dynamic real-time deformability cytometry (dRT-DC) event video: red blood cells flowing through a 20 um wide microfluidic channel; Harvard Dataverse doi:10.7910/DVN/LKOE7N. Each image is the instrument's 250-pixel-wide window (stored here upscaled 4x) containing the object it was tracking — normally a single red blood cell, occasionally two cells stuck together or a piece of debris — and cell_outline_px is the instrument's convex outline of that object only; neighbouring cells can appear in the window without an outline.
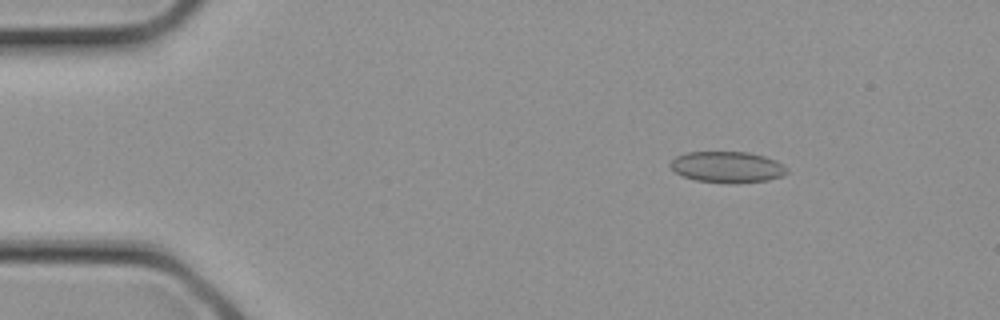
{"species": "common noctule bat (a hibernating species)", "species_latin": "Nyctalus noctula", "temperature_condition": "cold", "stored_images_in_passage": 17, "camera_frame_rate_fps": 3000, "um_per_image_px": 0.085, "animal": {"sex": "female", "body_mass_g": 21.9}, "frame": {"image": 1, "passage_image": 4, "time_ms": 1.0, "image_size_px": [1000, 320], "cell_outline_px": [[788, 172], [780, 176], [768, 180], [732, 184], [696, 180], [684, 176], [676, 172], [668, 164], [676, 156], [688, 152], [748, 152], [764, 156], [776, 160], [784, 164], [788, 168]], "centroid_in_image_um": [61.84, 14.2], "position_along_channel_um": 23.2, "area_um2": 21.21}}
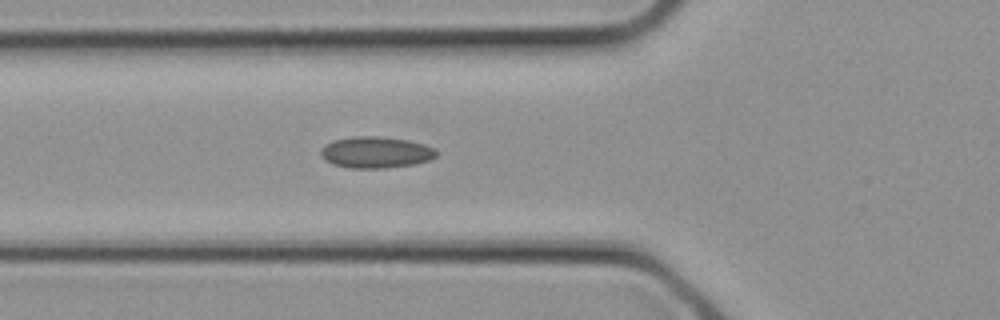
{"frame": {"image": 2, "passage_image": 10, "time_ms": 3.0, "image_size_px": [1000, 320], "cell_outline_px": [[436, 156], [428, 160], [412, 164], [384, 168], [348, 168], [332, 164], [324, 160], [320, 156], [320, 148], [324, 144], [332, 140], [352, 136], [380, 136], [408, 140], [424, 144], [436, 148]], "centroid_in_image_um": [31.88, 12.94], "position_along_channel_um": 93.9, "area_um2": 21.39}}
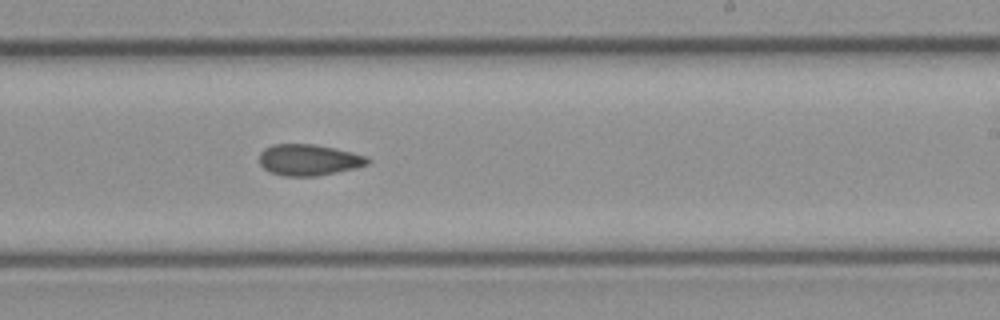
{"frame": {"image": 3, "passage_image": 17, "time_ms": 5.333, "image_size_px": [1000, 320], "cell_outline_px": [[372, 160], [368, 164], [356, 168], [316, 176], [284, 176], [272, 172], [264, 168], [260, 164], [260, 152], [264, 148], [272, 144], [316, 144], [336, 148], [368, 156]], "centroid_in_image_um": [26.28, 13.58], "position_along_channel_um": 262.7, "area_um2": 19.83}}